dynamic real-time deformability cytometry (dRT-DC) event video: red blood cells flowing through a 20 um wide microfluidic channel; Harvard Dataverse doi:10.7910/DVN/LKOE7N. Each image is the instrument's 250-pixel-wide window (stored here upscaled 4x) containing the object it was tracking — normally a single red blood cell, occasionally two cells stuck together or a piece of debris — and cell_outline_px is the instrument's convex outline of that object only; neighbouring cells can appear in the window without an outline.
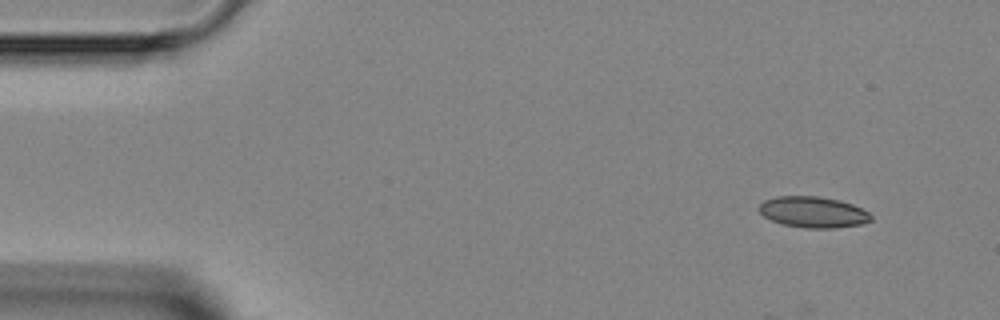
{"species": "Egyptian fruit bat (a non-hibernating species)", "species_latin": "Rousettus aegyptiacus", "temperature_condition": "room temperature", "stored_images_in_passage": 4, "camera_frame_rate_fps": 3000, "um_per_image_px": 0.085, "animal": {"sex": "female"}, "frame": {"image": 1, "passage_image": 1, "time_ms": 0.0, "image_size_px": [1000, 320], "cell_outline_px": [[872, 220], [860, 224], [836, 228], [804, 228], [784, 224], [772, 220], [764, 216], [760, 212], [760, 204], [764, 200], [776, 196], [820, 196], [840, 200], [852, 204], [868, 212], [872, 216]], "centroid_in_image_um": [69.13, 18.02], "position_along_channel_um": 15.9, "area_um2": 20.17}}